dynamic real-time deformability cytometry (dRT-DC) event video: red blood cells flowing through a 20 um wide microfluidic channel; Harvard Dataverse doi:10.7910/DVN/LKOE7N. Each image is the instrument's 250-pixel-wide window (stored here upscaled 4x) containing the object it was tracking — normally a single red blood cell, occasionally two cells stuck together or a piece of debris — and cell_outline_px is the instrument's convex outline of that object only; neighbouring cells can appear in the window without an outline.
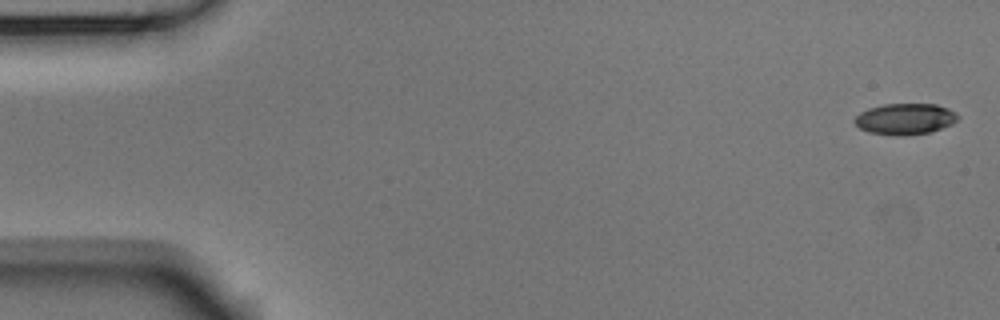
{"species": "Egyptian fruit bat (a non-hibernating species)", "species_latin": "Rousettus aegyptiacus", "temperature_condition": "room temperature", "stored_images_in_passage": 2, "segment_of_instrument_passage": [2, 2], "camera_frame_rate_fps": 3000, "um_per_image_px": 0.085, "animal": {"sex": "male"}, "frame": {"image": 1, "passage_image": 2, "time_ms": 0.333, "image_size_px": [1000, 320], "cell_outline_px": [[960, 116], [952, 124], [928, 132], [904, 136], [896, 136], [868, 132], [860, 128], [852, 120], [860, 112], [868, 108], [884, 104], [936, 104], [948, 108], [956, 112]], "centroid_in_image_um": [76.92, 10.11], "position_along_channel_um": 8.1, "area_um2": 18.79}}